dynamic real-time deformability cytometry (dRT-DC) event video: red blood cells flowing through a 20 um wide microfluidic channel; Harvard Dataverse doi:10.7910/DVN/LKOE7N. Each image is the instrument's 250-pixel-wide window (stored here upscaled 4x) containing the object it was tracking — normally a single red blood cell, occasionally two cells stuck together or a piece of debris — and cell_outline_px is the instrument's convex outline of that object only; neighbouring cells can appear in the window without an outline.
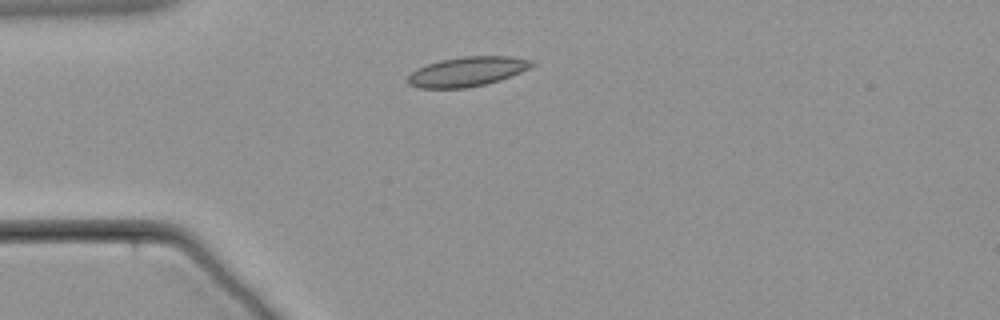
{"species": "common noctule bat (a hibernating species)", "species_latin": "Nyctalus noctula", "temperature_condition": "warm", "stored_images_in_passage": 3, "camera_frame_rate_fps": 3000, "um_per_image_px": 0.085, "animal": {"sex": "male", "body_mass_g": 21.5, "forearm_length_mm": 52.0}, "frame": {"image": 1, "passage_image": 1, "time_ms": 0.0, "image_size_px": [1000, 320], "cell_outline_px": [[536, 64], [520, 72], [500, 80], [468, 88], [420, 88], [408, 84], [408, 76], [416, 68], [440, 60], [464, 56], [512, 56], [536, 60]], "centroid_in_image_um": [39.74, 6.07], "position_along_channel_um": 45.3, "area_um2": 21.44}}